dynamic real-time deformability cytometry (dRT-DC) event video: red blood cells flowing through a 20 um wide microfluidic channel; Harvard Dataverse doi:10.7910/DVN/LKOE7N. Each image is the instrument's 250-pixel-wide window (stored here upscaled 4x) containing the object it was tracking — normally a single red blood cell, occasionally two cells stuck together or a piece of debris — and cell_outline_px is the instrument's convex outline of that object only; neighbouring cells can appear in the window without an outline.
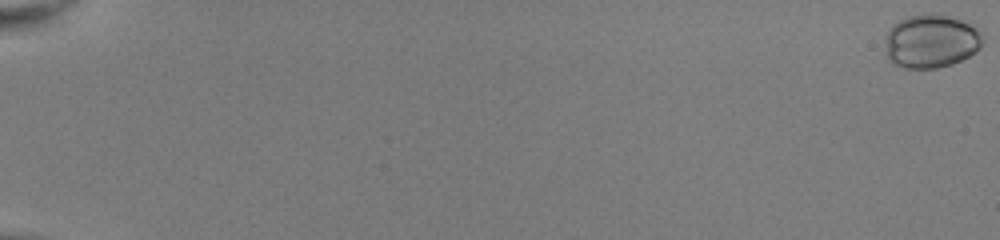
{"species": "common noctule bat (a hibernating species)", "species_latin": "Nyctalus noctula", "temperature_condition": "room temperature", "stored_images_in_passage": 54, "camera_frame_rate_fps": 3000, "um_per_image_px": 0.085, "animal": {"sex": "female", "body_mass_g": 22.0, "forearm_length_mm": 56.7}, "frame": {"image": 1, "passage_image": 1, "time_ms": 0.0, "image_size_px": [1000, 240], "cell_outline_px": [[984, 40], [980, 48], [976, 52], [952, 64], [936, 68], [904, 68], [892, 64], [888, 60], [884, 52], [884, 36], [888, 28], [892, 24], [908, 16], [928, 12], [948, 16], [960, 20], [968, 24]], "centroid_in_image_um": [79.03, 3.51], "position_along_channel_um": 6.0, "area_um2": 30.69}}
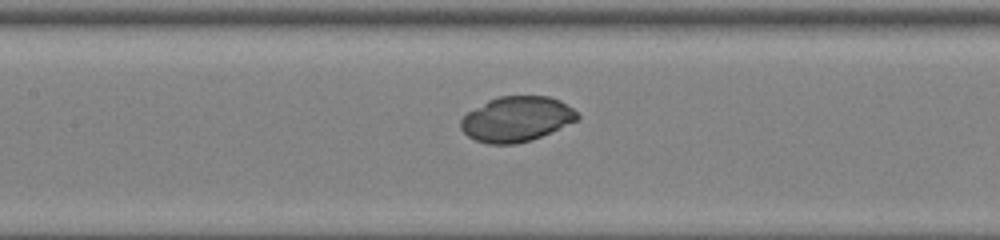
{"frame": {"image": 2, "passage_image": 29, "time_ms": 9.333, "image_size_px": [1000, 240], "cell_outline_px": [[580, 120], [532, 140], [516, 144], [488, 144], [476, 140], [468, 136], [460, 128], [460, 120], [468, 112], [488, 100], [500, 96], [548, 96], [560, 100], [572, 108], [580, 116]], "centroid_in_image_um": [43.93, 10.13], "position_along_channel_um": 163.5, "area_um2": 30.75}}
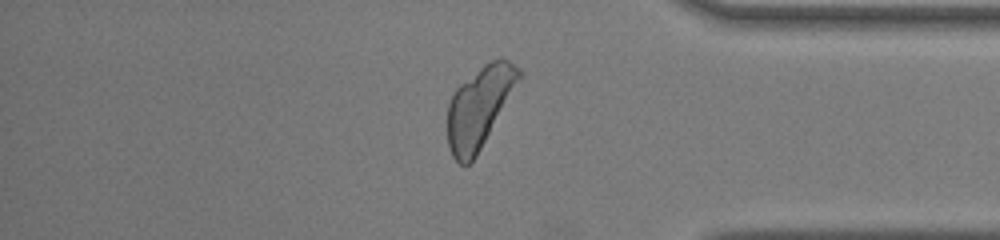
{"frame": {"image": 3, "passage_image": 47, "time_ms": 15.333, "image_size_px": [1000, 240], "cell_outline_px": [[524, 76], [476, 156], [468, 164], [460, 164], [452, 156], [448, 148], [448, 104], [456, 88], [460, 84], [484, 64], [492, 60], [508, 60], [520, 68], [524, 72]], "centroid_in_image_um": [40.78, 9.09], "position_along_channel_um": 394.4, "area_um2": 33.64}}